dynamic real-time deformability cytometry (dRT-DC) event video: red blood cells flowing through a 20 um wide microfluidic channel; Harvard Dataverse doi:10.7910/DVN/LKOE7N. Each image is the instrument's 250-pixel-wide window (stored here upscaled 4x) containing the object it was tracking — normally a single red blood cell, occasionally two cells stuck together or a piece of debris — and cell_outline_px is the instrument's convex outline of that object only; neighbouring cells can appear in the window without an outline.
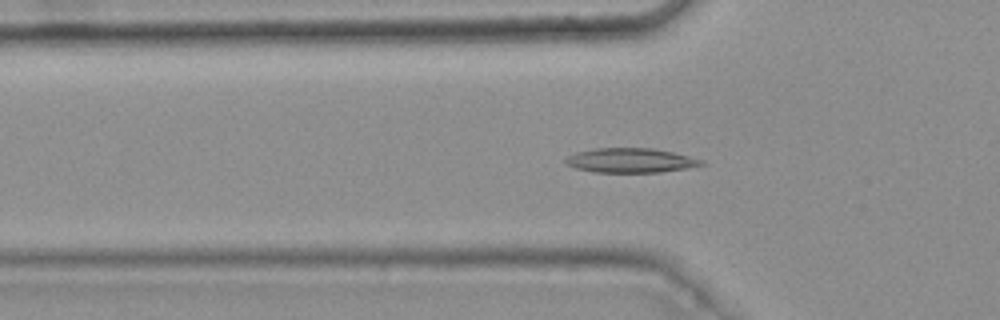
{"species": "common noctule bat (a hibernating species)", "species_latin": "Nyctalus noctula", "temperature_condition": "warm", "stored_images_in_passage": 29, "camera_frame_rate_fps": 3000, "um_per_image_px": 0.085, "animal": {"sex": "female", "body_mass_g": 25.1}, "frame": {"image": 1, "passage_image": 4, "time_ms": 1.0, "image_size_px": [1000, 320], "cell_outline_px": [[708, 164], [688, 168], [660, 172], [592, 172], [576, 168], [568, 164], [564, 160], [568, 156], [576, 152], [596, 148], [652, 148], [672, 152], [704, 160]], "centroid_in_image_um": [53.64, 13.63], "position_along_channel_um": 72.2, "area_um2": 19.36}}
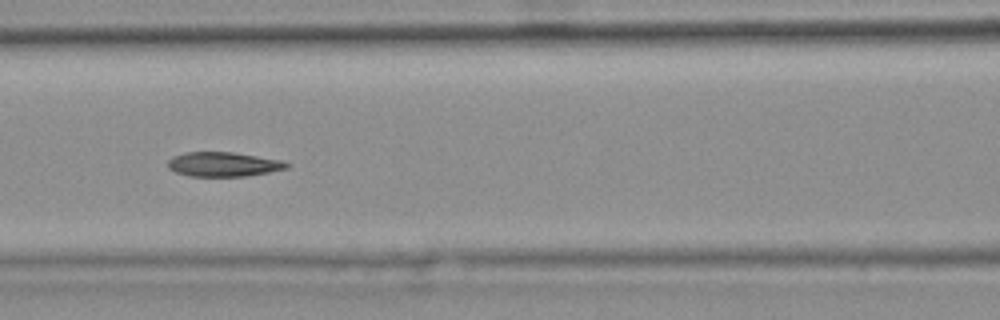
{"frame": {"image": 2, "passage_image": 10, "time_ms": 3.0, "image_size_px": [1000, 320], "cell_outline_px": [[292, 164], [288, 168], [248, 176], [188, 176], [176, 172], [168, 168], [168, 160], [172, 156], [184, 152], [232, 152], [280, 160]], "centroid_in_image_um": [18.97, 13.96], "position_along_channel_um": 147.6, "area_um2": 16.94}}
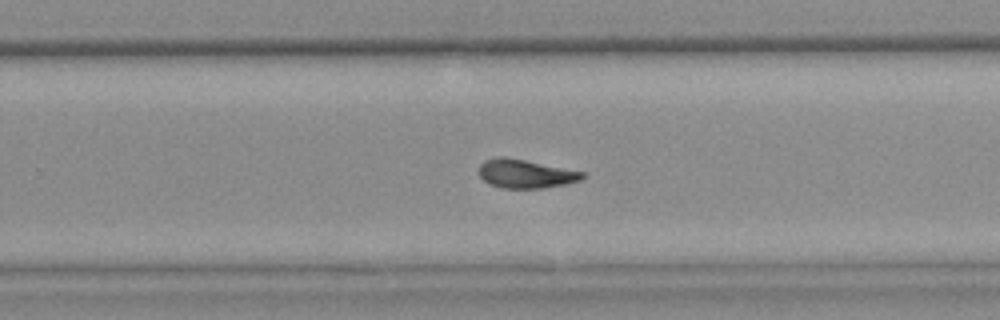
{"frame": {"image": 3, "passage_image": 21, "time_ms": 6.667, "image_size_px": [1000, 320], "cell_outline_px": [[588, 176], [580, 180], [564, 184], [544, 188], [500, 188], [488, 184], [476, 172], [476, 168], [484, 160], [496, 156], [504, 156], [584, 172]], "centroid_in_image_um": [44.6, 14.76], "position_along_channel_um": 285.2, "area_um2": 17.51}, "authors_computed_cell_mechanics": {"area_um2": 17.4556, "velocity_mm_per_s": 3.763, "shape_relaxation_time_tau1_ms": 10.816, "shape_relaxation_time_tau2_ms": 3.4447, "deformation_change_tau1": 0.2418, "deformation_change_tau2": 0.0901}}